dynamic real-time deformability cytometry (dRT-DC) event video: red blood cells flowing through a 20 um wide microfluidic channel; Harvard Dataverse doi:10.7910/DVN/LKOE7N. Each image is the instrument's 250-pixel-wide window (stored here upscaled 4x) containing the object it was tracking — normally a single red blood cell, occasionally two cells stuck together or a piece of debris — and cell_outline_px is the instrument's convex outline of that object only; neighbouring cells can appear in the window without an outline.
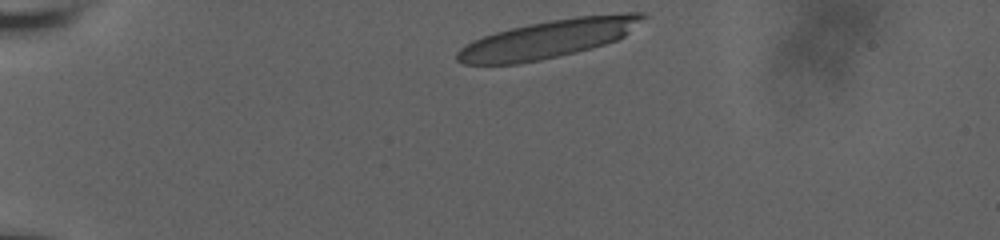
{"species": "human", "species_latin": "Homo sapiens", "temperature_condition": "room temperature", "stored_images_in_passage": 37, "camera_frame_rate_fps": 3000, "um_per_image_px": 0.085, "donor": {"sex": "male"}, "frame": {"image": 1, "passage_image": 1, "time_ms": 0.0, "image_size_px": [1000, 240], "cell_outline_px": [[648, 16], [624, 36], [616, 40], [592, 48], [576, 52], [540, 60], [520, 64], [464, 64], [456, 60], [456, 52], [460, 48], [472, 40], [496, 32], [528, 24], [576, 16], [624, 12], [644, 12]], "centroid_in_image_um": [46.63, 3.3], "position_along_channel_um": 38.4, "area_um2": 41.21}}
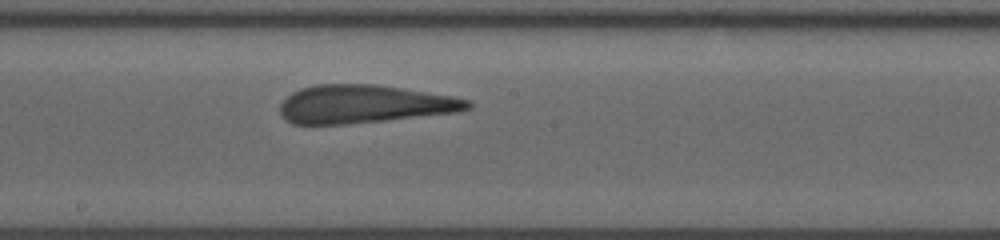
{"frame": {"image": 2, "passage_image": 21, "time_ms": 6.667, "image_size_px": [1000, 240], "cell_outline_px": [[472, 108], [456, 112], [384, 120], [344, 124], [292, 124], [284, 120], [280, 116], [280, 104], [292, 92], [300, 88], [316, 84], [376, 84], [452, 96], [472, 100]], "centroid_in_image_um": [30.92, 8.84], "position_along_channel_um": 217.3, "area_um2": 41.73}}
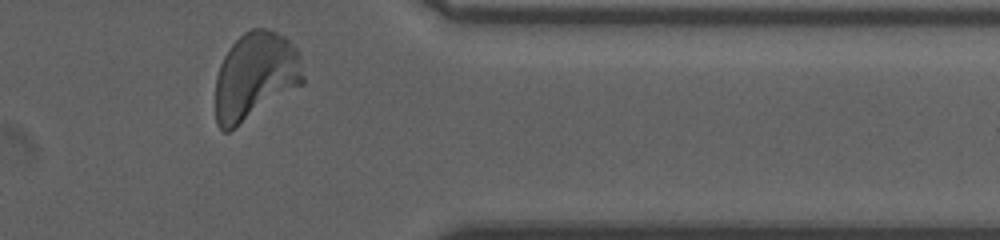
{"frame": {"image": 3, "passage_image": 36, "time_ms": 11.667, "image_size_px": [1000, 240], "cell_outline_px": [[304, 84], [228, 132], [224, 132], [216, 124], [216, 76], [220, 64], [228, 48], [244, 32], [252, 28], [264, 28], [276, 32], [288, 40], [296, 48], [300, 56], [304, 76]], "centroid_in_image_um": [21.7, 6.47], "position_along_channel_um": 389.7, "area_um2": 44.8}, "authors_computed_cell_mechanics": {"area_um2": 42.2518, "velocity_mm_per_s": 3.6496, "shape_relaxation_time_tau1_ms": 10.7557, "shape_relaxation_time_tau2_ms": 1.5082, "deformation_change_tau1": 0.3193, "deformation_change_tau2": 0.1218}}